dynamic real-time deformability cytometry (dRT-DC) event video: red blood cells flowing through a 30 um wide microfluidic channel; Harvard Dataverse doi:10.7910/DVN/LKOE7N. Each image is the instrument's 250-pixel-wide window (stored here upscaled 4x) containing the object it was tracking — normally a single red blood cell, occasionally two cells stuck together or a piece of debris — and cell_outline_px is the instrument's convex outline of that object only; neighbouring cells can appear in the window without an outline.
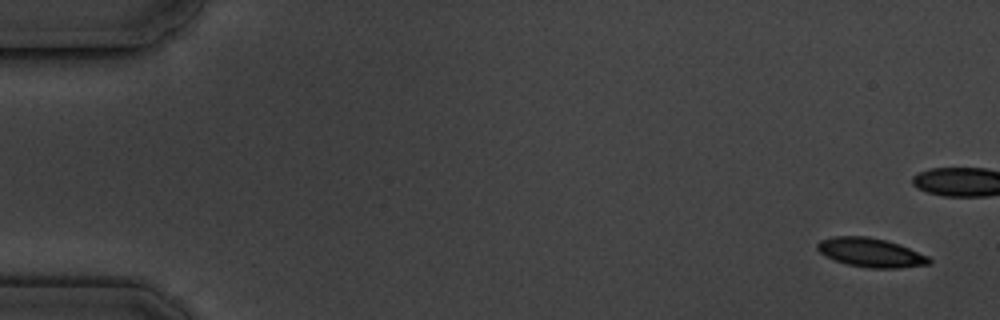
{"species": "common noctule bat (a hibernating species)", "species_latin": "Nyctalus noctula", "temperature_condition": "cold", "stored_images_in_passage": 17, "camera_frame_rate_fps": 3000, "um_per_image_px": 0.085, "animal": {"sex": "male", "body_mass_g": 19.5, "forearm_length_mm": 54.6}, "frame": {"image": 1, "passage_image": 1, "time_ms": 0.0, "image_size_px": [1000, 320], "cell_outline_px": [[932, 260], [928, 264], [900, 268], [868, 268], [848, 264], [824, 256], [816, 248], [816, 244], [820, 240], [836, 236], [868, 236], [888, 240], [928, 256]], "centroid_in_image_um": [73.99, 21.46], "position_along_channel_um": 11.0, "area_um2": 18.84}}
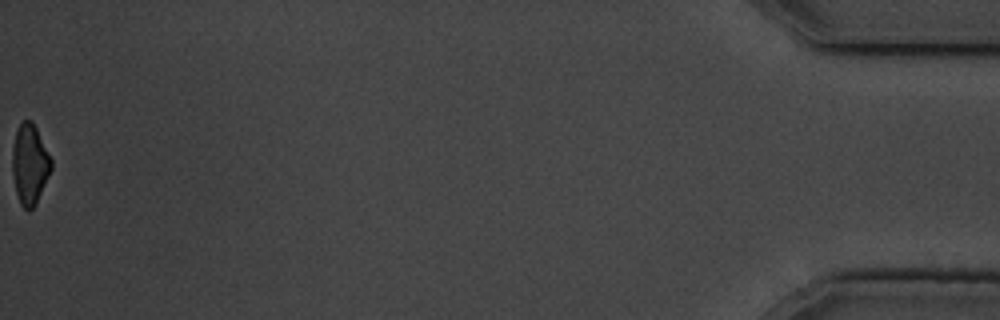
{"frame": {"image": 2, "passage_image": 17, "time_ms": 20.0, "image_size_px": [1000, 320], "cell_outline_px": [[52, 168], [36, 204], [28, 212], [20, 204], [16, 192], [12, 172], [12, 148], [16, 132], [20, 124], [24, 120], [32, 120], [52, 160]], "centroid_in_image_um": [2.52, 13.98], "position_along_channel_um": 432.7, "area_um2": 18.09}, "authors_computed_cell_mechanics": {"area_um2": 19.363, "velocity_mm_per_s": 3.4781, "shape_relaxation_time_tau1_ms": 6.4575, "shape_relaxation_time_tau2_ms": 2.6601, "deformation_change_tau1": 0.1615, "deformation_change_tau2": 0.0739}}